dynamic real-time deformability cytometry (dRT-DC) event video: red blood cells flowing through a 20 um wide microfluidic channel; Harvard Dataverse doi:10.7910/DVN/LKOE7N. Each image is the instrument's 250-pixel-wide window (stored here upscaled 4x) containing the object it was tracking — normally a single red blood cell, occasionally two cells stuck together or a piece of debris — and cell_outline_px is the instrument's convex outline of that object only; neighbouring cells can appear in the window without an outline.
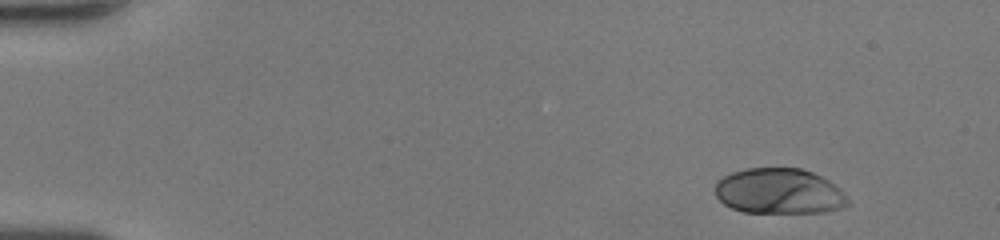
{"species": "human", "species_latin": "Homo sapiens", "temperature_condition": "room temperature", "stored_images_in_passage": 46, "camera_frame_rate_fps": 3000, "um_per_image_px": 0.085, "donor": {"sex": "female"}, "frame": {"image": 1, "passage_image": 1, "time_ms": 0.0, "image_size_px": [1000, 240], "cell_outline_px": [[852, 204], [844, 208], [824, 212], [744, 212], [732, 208], [724, 204], [716, 196], [716, 180], [732, 172], [744, 168], [800, 168], [812, 172], [828, 180], [840, 188], [844, 192]], "centroid_in_image_um": [66.26, 16.26], "position_along_channel_um": 18.7, "area_um2": 35.43}}
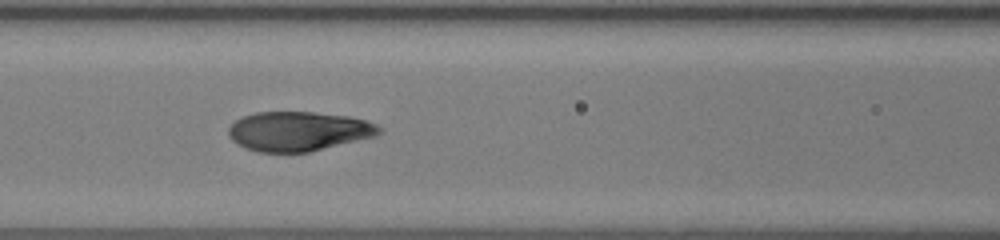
{"frame": {"image": 2, "passage_image": 19, "time_ms": 6.0, "image_size_px": [1000, 240], "cell_outline_px": [[384, 132], [376, 136], [308, 152], [256, 152], [244, 148], [236, 144], [228, 136], [228, 128], [236, 120], [244, 116], [256, 112], [312, 112], [348, 116], [364, 120], [376, 124], [384, 128]], "centroid_in_image_um": [25.37, 11.16], "position_along_channel_um": 141.2, "area_um2": 34.8}}
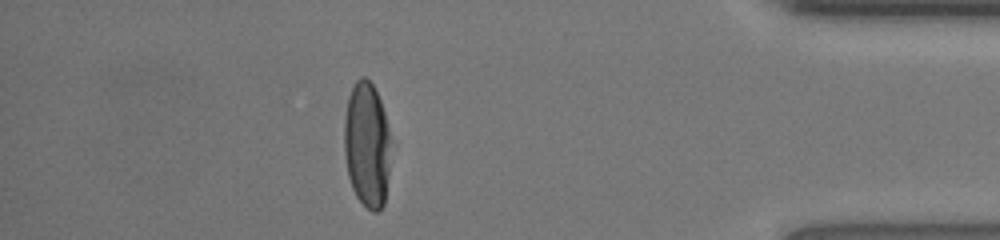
{"frame": {"image": 3, "passage_image": 40, "time_ms": 13.0, "image_size_px": [1000, 240], "cell_outline_px": [[396, 144], [384, 204], [376, 212], [372, 212], [356, 196], [352, 188], [348, 176], [344, 152], [344, 120], [348, 96], [356, 80], [360, 76], [364, 76], [372, 84], [380, 100]], "centroid_in_image_um": [31.26, 12.32], "position_along_channel_um": 403.9, "area_um2": 35.66}, "authors_computed_cell_mechanics": {"area_um2": 35.547, "velocity_mm_per_s": 4.2995, "shape_relaxation_time_tau1_ms": 3.5261, "shape_relaxation_time_tau2_ms": null, "deformation_change_tau1": 0.228, "deformation_change_tau2": null}}